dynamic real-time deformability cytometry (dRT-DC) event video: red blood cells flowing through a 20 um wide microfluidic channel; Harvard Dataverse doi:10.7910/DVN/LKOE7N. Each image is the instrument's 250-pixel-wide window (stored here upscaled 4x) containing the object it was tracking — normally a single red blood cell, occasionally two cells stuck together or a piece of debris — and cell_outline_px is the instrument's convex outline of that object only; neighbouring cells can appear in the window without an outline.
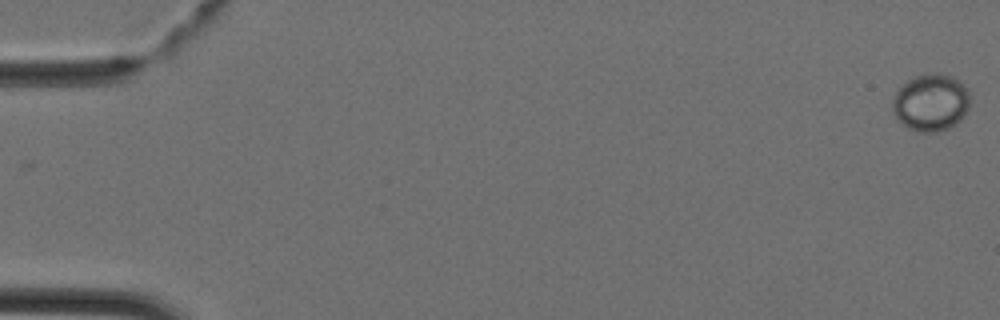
{"species": "Egyptian fruit bat (a non-hibernating species)", "species_latin": "Rousettus aegyptiacus", "temperature_condition": "cold", "stored_images_in_passage": 46, "camera_frame_rate_fps": 3000, "um_per_image_px": 0.085, "animal": {"sex": "female"}, "frame": {"image": 1, "passage_image": 1, "time_ms": 0.0, "image_size_px": [1000, 320], "cell_outline_px": [[968, 108], [964, 116], [956, 124], [948, 128], [936, 132], [916, 132], [908, 128], [896, 120], [892, 112], [892, 100], [896, 92], [908, 80], [916, 76], [936, 72], [940, 72], [952, 76], [968, 88]], "centroid_in_image_um": [79.1, 8.73], "position_along_channel_um": 5.9, "area_um2": 26.01}}
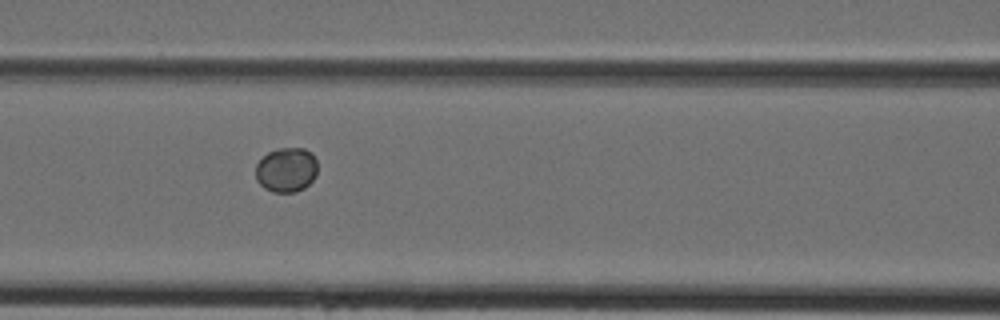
{"frame": {"image": 2, "passage_image": 20, "time_ms": 6.333, "image_size_px": [1000, 320], "cell_outline_px": [[316, 176], [304, 188], [296, 192], [272, 192], [264, 188], [256, 180], [256, 164], [268, 152], [276, 148], [304, 148], [312, 152], [316, 160]], "centroid_in_image_um": [24.34, 14.43], "position_along_channel_um": 142.3, "area_um2": 16.18}}
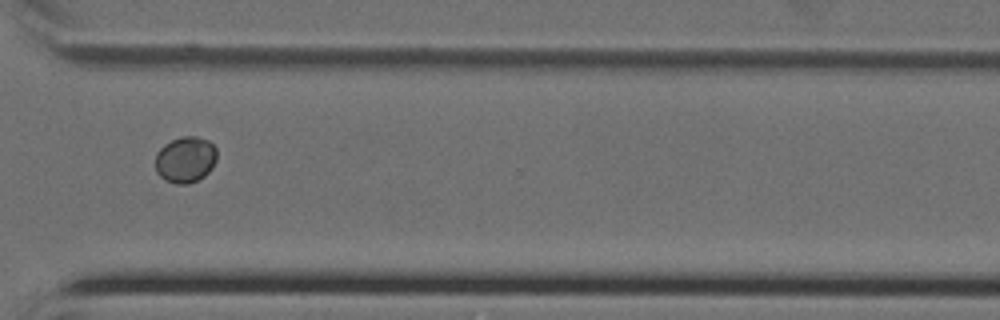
{"frame": {"image": 3, "passage_image": 34, "time_ms": 11.0, "image_size_px": [1000, 320], "cell_outline_px": [[216, 160], [212, 168], [204, 176], [188, 184], [176, 184], [164, 180], [156, 172], [156, 152], [164, 144], [180, 136], [196, 136], [208, 140], [216, 148]], "centroid_in_image_um": [15.75, 13.56], "position_along_channel_um": 354.8, "area_um2": 16.65}}